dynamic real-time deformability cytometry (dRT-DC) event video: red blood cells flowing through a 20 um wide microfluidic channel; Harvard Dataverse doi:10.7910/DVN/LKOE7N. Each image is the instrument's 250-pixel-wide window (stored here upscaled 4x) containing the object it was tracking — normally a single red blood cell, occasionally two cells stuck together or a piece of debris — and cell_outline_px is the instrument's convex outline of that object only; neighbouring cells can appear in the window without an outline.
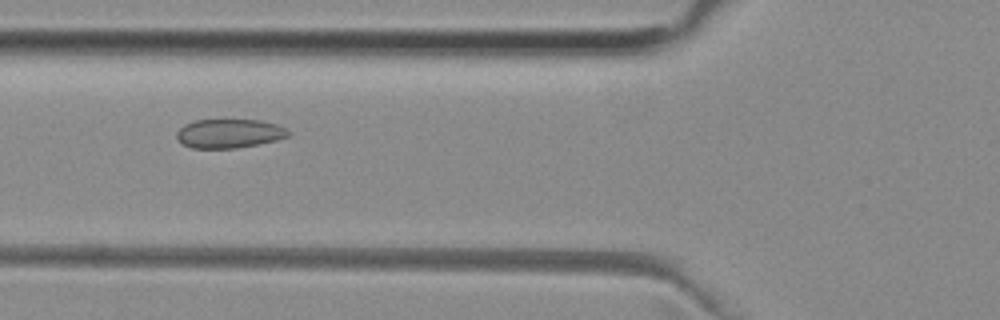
{"species": "common noctule bat (a hibernating species)", "species_latin": "Nyctalus noctula", "temperature_condition": "room temperature", "stored_images_in_passage": 48, "camera_frame_rate_fps": 3000, "um_per_image_px": 0.085, "animal": {"sex": "female", "body_mass_g": 29.2, "forearm_length_mm": 56.3}, "frame": {"image": 1, "passage_image": 15, "time_ms": 4.667, "image_size_px": [1000, 320], "cell_outline_px": [[292, 132], [288, 136], [276, 140], [236, 148], [192, 148], [176, 140], [176, 132], [184, 124], [196, 120], [260, 120], [276, 124], [288, 128]], "centroid_in_image_um": [19.48, 11.34], "position_along_channel_um": 106.3, "area_um2": 18.9}}
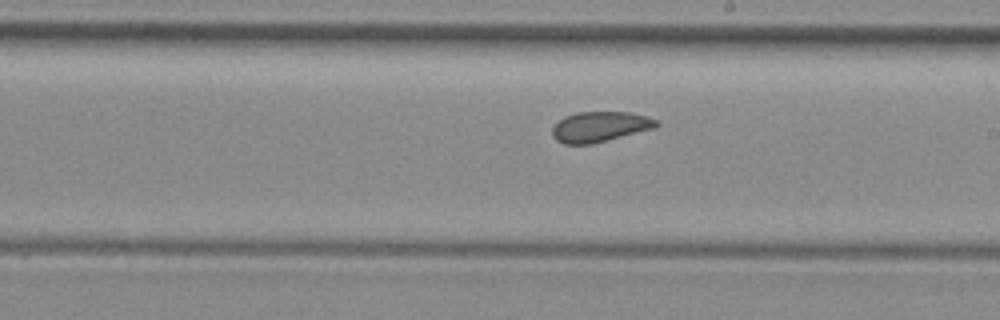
{"frame": {"image": 2, "passage_image": 25, "time_ms": 8.0, "image_size_px": [1000, 320], "cell_outline_px": [[660, 124], [656, 128], [592, 144], [564, 144], [556, 140], [552, 136], [552, 128], [564, 116], [576, 112], [628, 112], [648, 116], [656, 120]], "centroid_in_image_um": [51.0, 10.77], "position_along_channel_um": 238.0, "area_um2": 18.5}}
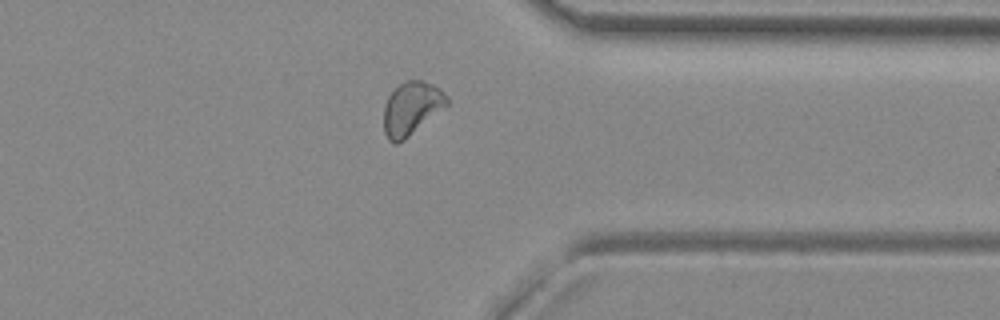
{"frame": {"image": 3, "passage_image": 36, "time_ms": 11.667, "image_size_px": [1000, 320], "cell_outline_px": [[448, 104], [404, 140], [396, 144], [392, 144], [388, 140], [384, 132], [384, 108], [388, 96], [404, 80], [424, 80], [440, 88], [448, 96]], "centroid_in_image_um": [34.97, 9.21], "position_along_channel_um": 376.4, "area_um2": 19.48}, "authors_computed_cell_mechanics": {"area_um2": 19.5653, "velocity_mm_per_s": 3.953, "shape_relaxation_time_tau1_ms": 10.6501, "shape_relaxation_time_tau2_ms": 2.4343, "deformation_change_tau1": 0.1114, "deformation_change_tau2": 0.0612}}